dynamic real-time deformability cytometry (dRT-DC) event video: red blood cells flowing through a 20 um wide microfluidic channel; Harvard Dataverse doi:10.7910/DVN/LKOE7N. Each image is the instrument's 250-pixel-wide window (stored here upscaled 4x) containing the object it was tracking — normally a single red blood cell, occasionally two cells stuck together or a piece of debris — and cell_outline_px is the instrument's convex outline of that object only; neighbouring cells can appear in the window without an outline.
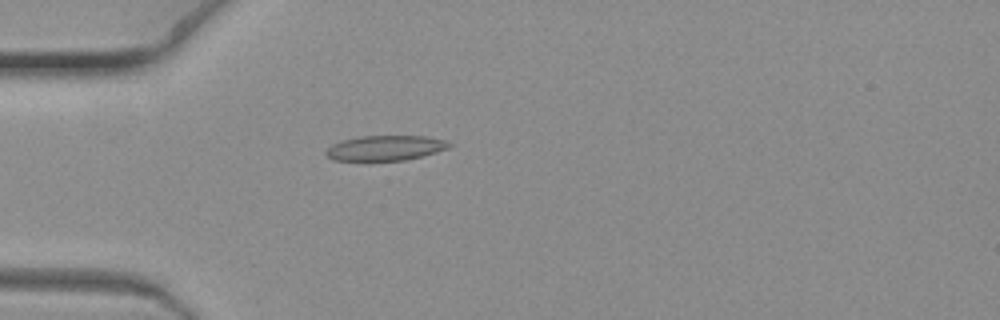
{"species": "common noctule bat (a hibernating species)", "species_latin": "Nyctalus noctula", "temperature_condition": "warm", "stored_images_in_passage": 9, "camera_frame_rate_fps": 3000, "um_per_image_px": 0.085, "animal": {"sex": "female", "body_mass_g": 19.3, "forearm_length_mm": 54.1}, "frame": {"image": 1, "passage_image": 6, "time_ms": 1.667, "image_size_px": [1000, 320], "cell_outline_px": [[452, 144], [448, 148], [436, 152], [404, 160], [332, 160], [324, 152], [332, 144], [344, 140], [360, 136], [424, 136], [444, 140]], "centroid_in_image_um": [32.74, 12.57], "position_along_channel_um": 52.3, "area_um2": 17.69}}
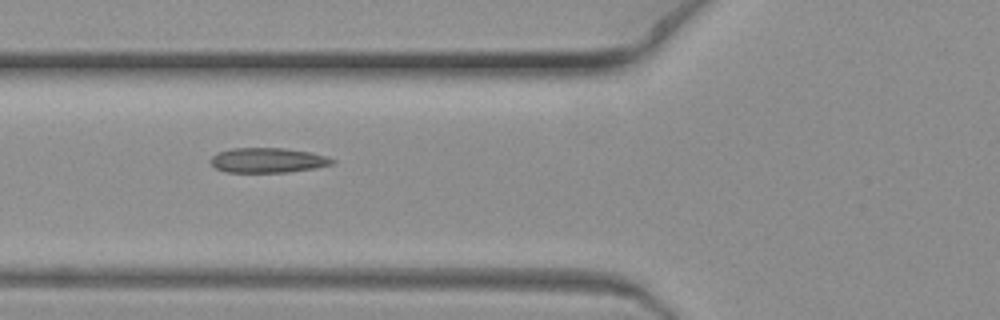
{"frame": {"image": 2, "passage_image": 8, "time_ms": 2.333, "image_size_px": [1000, 320], "cell_outline_px": [[336, 160], [332, 164], [316, 168], [288, 172], [224, 172], [216, 168], [208, 160], [212, 156], [220, 152], [232, 148], [284, 148], [312, 152]], "centroid_in_image_um": [22.75, 13.62], "position_along_channel_um": 103.0, "area_um2": 17.63}}